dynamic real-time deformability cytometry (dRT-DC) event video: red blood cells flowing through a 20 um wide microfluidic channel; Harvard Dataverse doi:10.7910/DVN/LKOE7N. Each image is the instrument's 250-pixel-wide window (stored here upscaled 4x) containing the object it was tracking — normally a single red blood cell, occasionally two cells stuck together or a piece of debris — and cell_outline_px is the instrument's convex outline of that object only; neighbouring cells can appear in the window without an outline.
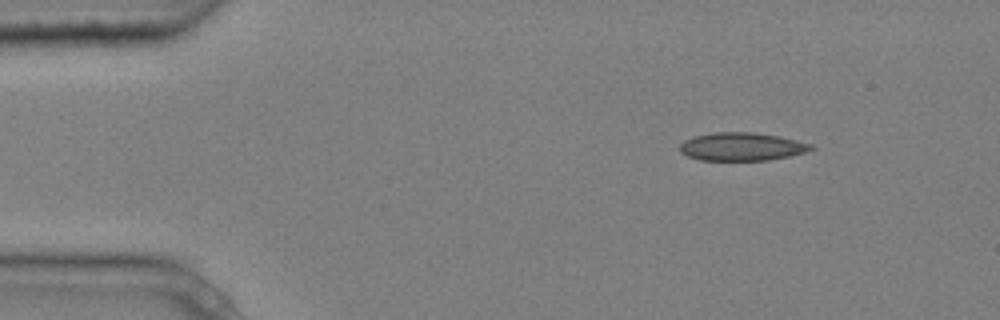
{"species": "common noctule bat (a hibernating species)", "species_latin": "Nyctalus noctula", "temperature_condition": "cold", "stored_images_in_passage": 6, "segment_of_instrument_passage": [2, 2], "camera_frame_rate_fps": 3000, "um_per_image_px": 0.085, "animal": {"sex": "male", "body_mass_g": 20.4}, "frame": {"image": 1, "passage_image": 6, "time_ms": 1.667, "image_size_px": [1000, 320], "cell_outline_px": [[816, 148], [804, 152], [788, 156], [768, 160], [700, 160], [688, 156], [680, 152], [680, 144], [684, 140], [696, 136], [712, 132], [752, 132], [780, 136], [812, 144]], "centroid_in_image_um": [63.05, 12.46], "position_along_channel_um": 22.0, "area_um2": 21.44}}